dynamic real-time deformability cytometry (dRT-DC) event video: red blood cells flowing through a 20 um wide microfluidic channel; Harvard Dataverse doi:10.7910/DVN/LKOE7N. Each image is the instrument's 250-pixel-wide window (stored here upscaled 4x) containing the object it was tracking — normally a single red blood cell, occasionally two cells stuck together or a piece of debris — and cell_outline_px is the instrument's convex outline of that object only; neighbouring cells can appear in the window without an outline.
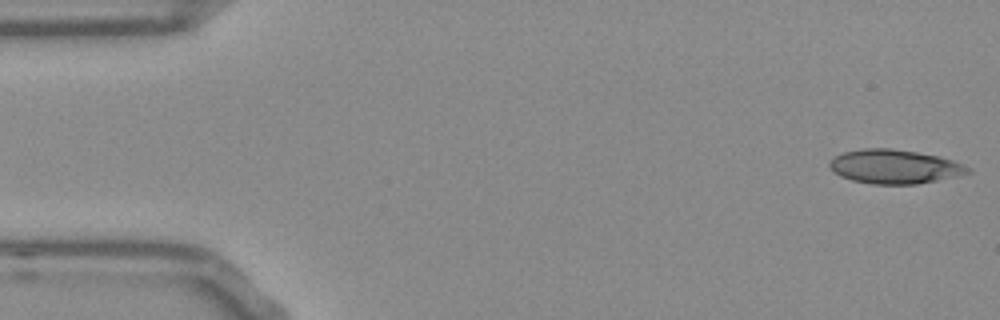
{"species": "Egyptian fruit bat (a non-hibernating species)", "species_latin": "Rousettus aegyptiacus", "temperature_condition": "room temperature", "stored_images_in_passage": 51, "camera_frame_rate_fps": 3000, "um_per_image_px": 0.085, "frame": {"image": 1, "passage_image": 1, "time_ms": 0.0, "image_size_px": [1000, 320], "cell_outline_px": [[972, 172], [956, 176], [916, 184], [872, 184], [852, 180], [840, 176], [832, 172], [828, 164], [836, 156], [844, 152], [864, 148], [892, 148], [940, 156], [964, 164], [972, 168]], "centroid_in_image_um": [76.05, 14.16], "position_along_channel_um": 9.0, "area_um2": 27.46}}
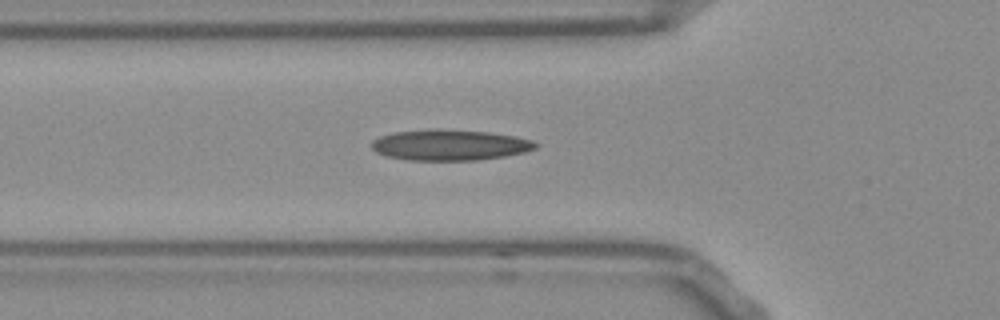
{"frame": {"image": 2, "passage_image": 17, "time_ms": 5.333, "image_size_px": [1000, 320], "cell_outline_px": [[540, 144], [536, 148], [524, 152], [504, 156], [476, 160], [408, 160], [388, 156], [376, 152], [372, 148], [372, 140], [380, 136], [396, 132], [428, 128], [488, 132], [516, 136], [532, 140]], "centroid_in_image_um": [38.24, 12.32], "position_along_channel_um": 87.6, "area_um2": 29.42}}
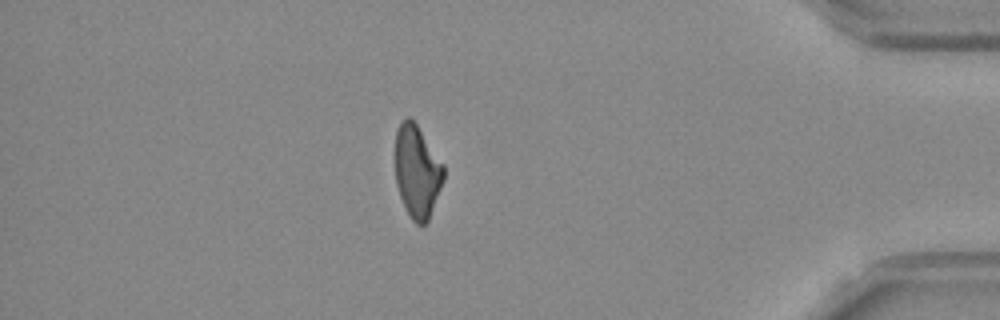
{"frame": {"image": 3, "passage_image": 45, "time_ms": 14.667, "image_size_px": [1000, 320], "cell_outline_px": [[444, 180], [428, 220], [424, 224], [416, 224], [412, 220], [400, 196], [396, 184], [396, 132], [400, 120], [404, 116], [408, 116], [416, 124], [444, 164]], "centroid_in_image_um": [35.46, 14.55], "position_along_channel_um": 399.7, "area_um2": 25.95}, "authors_computed_cell_mechanics": {"area_um2": 27.5706, "velocity_mm_per_s": 3.7939, "shape_relaxation_time_tau1_ms": null, "shape_relaxation_time_tau2_ms": 1.6545, "deformation_change_tau1": null, "deformation_change_tau2": 0.1129}}